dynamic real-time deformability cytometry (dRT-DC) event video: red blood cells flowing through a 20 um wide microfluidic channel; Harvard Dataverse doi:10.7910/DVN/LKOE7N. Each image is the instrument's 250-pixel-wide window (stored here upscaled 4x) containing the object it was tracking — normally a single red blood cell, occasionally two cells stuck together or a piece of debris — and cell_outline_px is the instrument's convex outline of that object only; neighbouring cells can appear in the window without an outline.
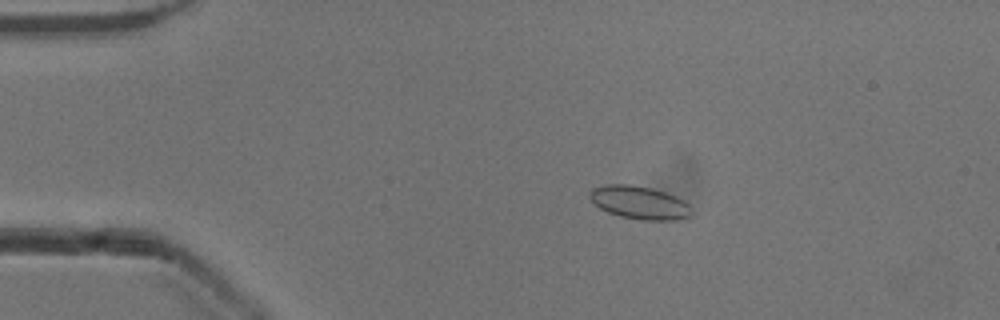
{"species": "common noctule bat (a hibernating species)", "species_latin": "Nyctalus noctula", "temperature_condition": "cold", "stored_images_in_passage": 54, "camera_frame_rate_fps": 3000, "um_per_image_px": 0.085, "animal": {"sex": "male", "body_mass_g": 13.3}, "frame": {"image": 1, "passage_image": 11, "time_ms": 3.333, "image_size_px": [1000, 320], "cell_outline_px": [[692, 216], [680, 220], [640, 220], [620, 216], [608, 212], [600, 208], [588, 196], [588, 192], [592, 188], [604, 184], [628, 184], [652, 188], [676, 196], [684, 200], [692, 208]], "centroid_in_image_um": [54.37, 17.22], "position_along_channel_um": 30.6, "area_um2": 19.88}}
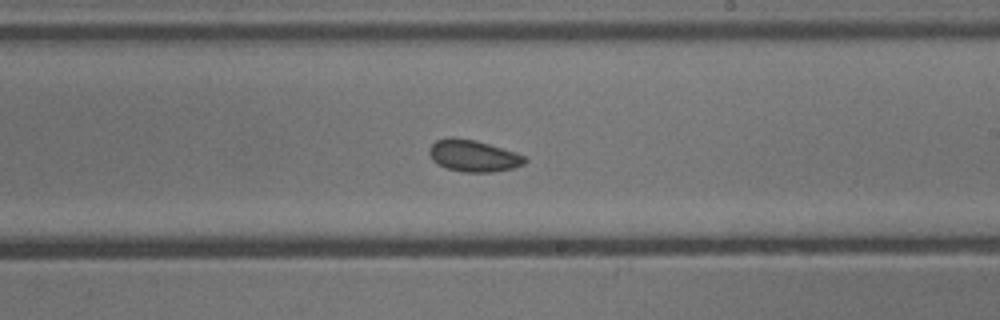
{"frame": {"image": 2, "passage_image": 32, "time_ms": 10.333, "image_size_px": [1000, 320], "cell_outline_px": [[528, 160], [524, 164], [512, 168], [492, 172], [464, 172], [448, 168], [432, 160], [428, 152], [428, 148], [436, 140], [452, 136], [476, 140], [516, 152], [524, 156]], "centroid_in_image_um": [40.23, 13.23], "position_along_channel_um": 248.8, "area_um2": 17.69}}
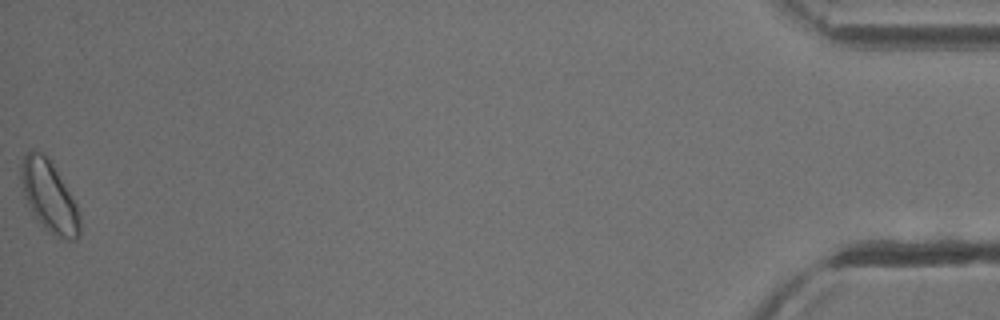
{"frame": {"image": 3, "passage_image": 54, "time_ms": 17.667, "image_size_px": [1000, 320], "cell_outline_px": [[80, 236], [76, 240], [68, 240], [56, 236], [48, 232], [32, 216], [24, 196], [20, 176], [20, 168], [24, 156], [32, 148], [44, 152], [52, 160], [76, 204], [80, 212]], "centroid_in_image_um": [4.17, 16.69], "position_along_channel_um": 431.0, "area_um2": 25.03}, "authors_computed_cell_mechanics": {"area_um2": 18.2937, "velocity_mm_per_s": 3.8765, "shape_relaxation_time_tau1_ms": 2.4047, "shape_relaxation_time_tau2_ms": null, "deformation_change_tau1": 0.0332, "deformation_change_tau2": null}}